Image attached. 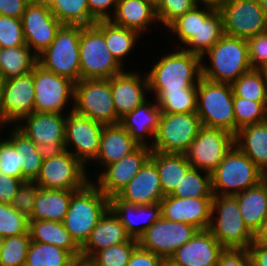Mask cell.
Masks as SVG:
<instances>
[{
  "label": "cell",
  "instance_id": "1",
  "mask_svg": "<svg viewBox=\"0 0 267 266\" xmlns=\"http://www.w3.org/2000/svg\"><path fill=\"white\" fill-rule=\"evenodd\" d=\"M164 53L146 72L149 92H182L197 87L202 77L201 57L180 48Z\"/></svg>",
  "mask_w": 267,
  "mask_h": 266
},
{
  "label": "cell",
  "instance_id": "2",
  "mask_svg": "<svg viewBox=\"0 0 267 266\" xmlns=\"http://www.w3.org/2000/svg\"><path fill=\"white\" fill-rule=\"evenodd\" d=\"M206 60L209 61L208 64ZM251 69L249 46L247 39L244 38L224 34L201 57V75L213 82L232 84Z\"/></svg>",
  "mask_w": 267,
  "mask_h": 266
},
{
  "label": "cell",
  "instance_id": "3",
  "mask_svg": "<svg viewBox=\"0 0 267 266\" xmlns=\"http://www.w3.org/2000/svg\"><path fill=\"white\" fill-rule=\"evenodd\" d=\"M108 209L109 198L92 181H89L82 189L72 194L62 223L81 247Z\"/></svg>",
  "mask_w": 267,
  "mask_h": 266
},
{
  "label": "cell",
  "instance_id": "4",
  "mask_svg": "<svg viewBox=\"0 0 267 266\" xmlns=\"http://www.w3.org/2000/svg\"><path fill=\"white\" fill-rule=\"evenodd\" d=\"M208 230L224 248L248 249L253 242L254 233L243 221L232 195H213Z\"/></svg>",
  "mask_w": 267,
  "mask_h": 266
},
{
  "label": "cell",
  "instance_id": "5",
  "mask_svg": "<svg viewBox=\"0 0 267 266\" xmlns=\"http://www.w3.org/2000/svg\"><path fill=\"white\" fill-rule=\"evenodd\" d=\"M231 84L209 81L203 77L197 84L196 113L204 127L219 128L236 134Z\"/></svg>",
  "mask_w": 267,
  "mask_h": 266
},
{
  "label": "cell",
  "instance_id": "6",
  "mask_svg": "<svg viewBox=\"0 0 267 266\" xmlns=\"http://www.w3.org/2000/svg\"><path fill=\"white\" fill-rule=\"evenodd\" d=\"M213 195H235L261 182L263 173L235 144L210 173Z\"/></svg>",
  "mask_w": 267,
  "mask_h": 266
},
{
  "label": "cell",
  "instance_id": "7",
  "mask_svg": "<svg viewBox=\"0 0 267 266\" xmlns=\"http://www.w3.org/2000/svg\"><path fill=\"white\" fill-rule=\"evenodd\" d=\"M80 25H62L52 43L37 56V63L56 75L77 83L81 80Z\"/></svg>",
  "mask_w": 267,
  "mask_h": 266
},
{
  "label": "cell",
  "instance_id": "8",
  "mask_svg": "<svg viewBox=\"0 0 267 266\" xmlns=\"http://www.w3.org/2000/svg\"><path fill=\"white\" fill-rule=\"evenodd\" d=\"M81 79H110L124 71L110 53L104 35L94 26H81L79 39Z\"/></svg>",
  "mask_w": 267,
  "mask_h": 266
},
{
  "label": "cell",
  "instance_id": "9",
  "mask_svg": "<svg viewBox=\"0 0 267 266\" xmlns=\"http://www.w3.org/2000/svg\"><path fill=\"white\" fill-rule=\"evenodd\" d=\"M87 168L69 151L46 153L36 182L42 189L80 190L91 176Z\"/></svg>",
  "mask_w": 267,
  "mask_h": 266
},
{
  "label": "cell",
  "instance_id": "10",
  "mask_svg": "<svg viewBox=\"0 0 267 266\" xmlns=\"http://www.w3.org/2000/svg\"><path fill=\"white\" fill-rule=\"evenodd\" d=\"M73 110L102 125L118 124L110 79H81L74 85Z\"/></svg>",
  "mask_w": 267,
  "mask_h": 266
},
{
  "label": "cell",
  "instance_id": "11",
  "mask_svg": "<svg viewBox=\"0 0 267 266\" xmlns=\"http://www.w3.org/2000/svg\"><path fill=\"white\" fill-rule=\"evenodd\" d=\"M201 127L202 124L196 112H161L151 150L163 153L186 154Z\"/></svg>",
  "mask_w": 267,
  "mask_h": 266
},
{
  "label": "cell",
  "instance_id": "12",
  "mask_svg": "<svg viewBox=\"0 0 267 266\" xmlns=\"http://www.w3.org/2000/svg\"><path fill=\"white\" fill-rule=\"evenodd\" d=\"M33 80L34 112L67 114L73 110V81L44 69L38 63L33 68Z\"/></svg>",
  "mask_w": 267,
  "mask_h": 266
},
{
  "label": "cell",
  "instance_id": "13",
  "mask_svg": "<svg viewBox=\"0 0 267 266\" xmlns=\"http://www.w3.org/2000/svg\"><path fill=\"white\" fill-rule=\"evenodd\" d=\"M103 127L104 125L87 116L80 115L74 110L67 113L65 150L71 152L87 170L92 166L91 163L99 153Z\"/></svg>",
  "mask_w": 267,
  "mask_h": 266
},
{
  "label": "cell",
  "instance_id": "14",
  "mask_svg": "<svg viewBox=\"0 0 267 266\" xmlns=\"http://www.w3.org/2000/svg\"><path fill=\"white\" fill-rule=\"evenodd\" d=\"M67 114L32 112L14 125L45 153H60L65 149Z\"/></svg>",
  "mask_w": 267,
  "mask_h": 266
},
{
  "label": "cell",
  "instance_id": "15",
  "mask_svg": "<svg viewBox=\"0 0 267 266\" xmlns=\"http://www.w3.org/2000/svg\"><path fill=\"white\" fill-rule=\"evenodd\" d=\"M219 12L226 35L249 39L267 31V20L259 1L225 0Z\"/></svg>",
  "mask_w": 267,
  "mask_h": 266
},
{
  "label": "cell",
  "instance_id": "16",
  "mask_svg": "<svg viewBox=\"0 0 267 266\" xmlns=\"http://www.w3.org/2000/svg\"><path fill=\"white\" fill-rule=\"evenodd\" d=\"M234 145V135L219 128L202 126L186 156L192 167L212 173Z\"/></svg>",
  "mask_w": 267,
  "mask_h": 266
},
{
  "label": "cell",
  "instance_id": "17",
  "mask_svg": "<svg viewBox=\"0 0 267 266\" xmlns=\"http://www.w3.org/2000/svg\"><path fill=\"white\" fill-rule=\"evenodd\" d=\"M198 231L199 229L193 225L173 222L161 217L138 239V245L163 260H168L178 248L192 239Z\"/></svg>",
  "mask_w": 267,
  "mask_h": 266
},
{
  "label": "cell",
  "instance_id": "18",
  "mask_svg": "<svg viewBox=\"0 0 267 266\" xmlns=\"http://www.w3.org/2000/svg\"><path fill=\"white\" fill-rule=\"evenodd\" d=\"M33 70L2 83L0 127L14 126L34 112Z\"/></svg>",
  "mask_w": 267,
  "mask_h": 266
},
{
  "label": "cell",
  "instance_id": "19",
  "mask_svg": "<svg viewBox=\"0 0 267 266\" xmlns=\"http://www.w3.org/2000/svg\"><path fill=\"white\" fill-rule=\"evenodd\" d=\"M151 148L139 146L120 161L107 165L91 181L108 197L116 196L150 158Z\"/></svg>",
  "mask_w": 267,
  "mask_h": 266
},
{
  "label": "cell",
  "instance_id": "20",
  "mask_svg": "<svg viewBox=\"0 0 267 266\" xmlns=\"http://www.w3.org/2000/svg\"><path fill=\"white\" fill-rule=\"evenodd\" d=\"M22 28L26 45L38 56L55 39L62 24L50 8L30 2L22 17Z\"/></svg>",
  "mask_w": 267,
  "mask_h": 266
},
{
  "label": "cell",
  "instance_id": "21",
  "mask_svg": "<svg viewBox=\"0 0 267 266\" xmlns=\"http://www.w3.org/2000/svg\"><path fill=\"white\" fill-rule=\"evenodd\" d=\"M142 72L125 69L110 78L112 97L119 120L148 99V77L146 72Z\"/></svg>",
  "mask_w": 267,
  "mask_h": 266
},
{
  "label": "cell",
  "instance_id": "22",
  "mask_svg": "<svg viewBox=\"0 0 267 266\" xmlns=\"http://www.w3.org/2000/svg\"><path fill=\"white\" fill-rule=\"evenodd\" d=\"M212 198H181L171 195L161 201V214L166 220L193 225L207 230L211 222Z\"/></svg>",
  "mask_w": 267,
  "mask_h": 266
},
{
  "label": "cell",
  "instance_id": "23",
  "mask_svg": "<svg viewBox=\"0 0 267 266\" xmlns=\"http://www.w3.org/2000/svg\"><path fill=\"white\" fill-rule=\"evenodd\" d=\"M223 250L224 247L208 229L199 230L168 260L176 266H217L220 253Z\"/></svg>",
  "mask_w": 267,
  "mask_h": 266
},
{
  "label": "cell",
  "instance_id": "24",
  "mask_svg": "<svg viewBox=\"0 0 267 266\" xmlns=\"http://www.w3.org/2000/svg\"><path fill=\"white\" fill-rule=\"evenodd\" d=\"M116 196L120 200L136 205H152L160 202L165 196L156 164L149 158Z\"/></svg>",
  "mask_w": 267,
  "mask_h": 266
},
{
  "label": "cell",
  "instance_id": "25",
  "mask_svg": "<svg viewBox=\"0 0 267 266\" xmlns=\"http://www.w3.org/2000/svg\"><path fill=\"white\" fill-rule=\"evenodd\" d=\"M109 208L118 217L127 234L138 240L144 232L162 217L160 202L152 205H136L120 200L117 196L109 198Z\"/></svg>",
  "mask_w": 267,
  "mask_h": 266
},
{
  "label": "cell",
  "instance_id": "26",
  "mask_svg": "<svg viewBox=\"0 0 267 266\" xmlns=\"http://www.w3.org/2000/svg\"><path fill=\"white\" fill-rule=\"evenodd\" d=\"M151 100L148 98L130 113L122 117L119 122L139 146L150 148H152L161 115V110L156 103V99L154 98L152 102Z\"/></svg>",
  "mask_w": 267,
  "mask_h": 266
},
{
  "label": "cell",
  "instance_id": "27",
  "mask_svg": "<svg viewBox=\"0 0 267 266\" xmlns=\"http://www.w3.org/2000/svg\"><path fill=\"white\" fill-rule=\"evenodd\" d=\"M139 145L133 140L130 133L119 123L104 125L101 138L100 150L96 159L91 163L98 165L101 170L95 171L93 179L107 166L120 161L124 156L136 150Z\"/></svg>",
  "mask_w": 267,
  "mask_h": 266
},
{
  "label": "cell",
  "instance_id": "28",
  "mask_svg": "<svg viewBox=\"0 0 267 266\" xmlns=\"http://www.w3.org/2000/svg\"><path fill=\"white\" fill-rule=\"evenodd\" d=\"M131 239L118 217L109 208L81 246V259L88 261L95 253Z\"/></svg>",
  "mask_w": 267,
  "mask_h": 266
},
{
  "label": "cell",
  "instance_id": "29",
  "mask_svg": "<svg viewBox=\"0 0 267 266\" xmlns=\"http://www.w3.org/2000/svg\"><path fill=\"white\" fill-rule=\"evenodd\" d=\"M110 21L118 26L139 32L142 36L158 20L155 6L147 0H120ZM151 25V26H150Z\"/></svg>",
  "mask_w": 267,
  "mask_h": 266
},
{
  "label": "cell",
  "instance_id": "30",
  "mask_svg": "<svg viewBox=\"0 0 267 266\" xmlns=\"http://www.w3.org/2000/svg\"><path fill=\"white\" fill-rule=\"evenodd\" d=\"M234 144L263 174L267 173V120L239 129Z\"/></svg>",
  "mask_w": 267,
  "mask_h": 266
},
{
  "label": "cell",
  "instance_id": "31",
  "mask_svg": "<svg viewBox=\"0 0 267 266\" xmlns=\"http://www.w3.org/2000/svg\"><path fill=\"white\" fill-rule=\"evenodd\" d=\"M10 128L12 129L10 130ZM10 128L8 126L0 127V133L15 147V150H19L23 180H36L46 153L15 126H10ZM7 129L9 132L5 136L3 132L6 131L5 133H7Z\"/></svg>",
  "mask_w": 267,
  "mask_h": 266
},
{
  "label": "cell",
  "instance_id": "32",
  "mask_svg": "<svg viewBox=\"0 0 267 266\" xmlns=\"http://www.w3.org/2000/svg\"><path fill=\"white\" fill-rule=\"evenodd\" d=\"M94 26L104 35L110 53L124 67V62L128 59L126 57L138 48L136 45L140 42V38H144L139 32L118 26L110 20L97 21Z\"/></svg>",
  "mask_w": 267,
  "mask_h": 266
},
{
  "label": "cell",
  "instance_id": "33",
  "mask_svg": "<svg viewBox=\"0 0 267 266\" xmlns=\"http://www.w3.org/2000/svg\"><path fill=\"white\" fill-rule=\"evenodd\" d=\"M31 241L55 245L81 259V247L71 237L62 222L29 220Z\"/></svg>",
  "mask_w": 267,
  "mask_h": 266
},
{
  "label": "cell",
  "instance_id": "34",
  "mask_svg": "<svg viewBox=\"0 0 267 266\" xmlns=\"http://www.w3.org/2000/svg\"><path fill=\"white\" fill-rule=\"evenodd\" d=\"M150 159L156 164L164 196L171 195L192 167L186 154L152 151Z\"/></svg>",
  "mask_w": 267,
  "mask_h": 266
},
{
  "label": "cell",
  "instance_id": "35",
  "mask_svg": "<svg viewBox=\"0 0 267 266\" xmlns=\"http://www.w3.org/2000/svg\"><path fill=\"white\" fill-rule=\"evenodd\" d=\"M77 190L40 188L36 194L32 217L29 220L63 222L72 194Z\"/></svg>",
  "mask_w": 267,
  "mask_h": 266
},
{
  "label": "cell",
  "instance_id": "36",
  "mask_svg": "<svg viewBox=\"0 0 267 266\" xmlns=\"http://www.w3.org/2000/svg\"><path fill=\"white\" fill-rule=\"evenodd\" d=\"M247 227L254 233L267 216V195L262 182L233 195Z\"/></svg>",
  "mask_w": 267,
  "mask_h": 266
},
{
  "label": "cell",
  "instance_id": "37",
  "mask_svg": "<svg viewBox=\"0 0 267 266\" xmlns=\"http://www.w3.org/2000/svg\"><path fill=\"white\" fill-rule=\"evenodd\" d=\"M215 10L204 6H194L184 15L177 17L166 28L169 37L176 40L175 48L182 49L190 40H199L200 20H206ZM177 41H179L177 43Z\"/></svg>",
  "mask_w": 267,
  "mask_h": 266
},
{
  "label": "cell",
  "instance_id": "38",
  "mask_svg": "<svg viewBox=\"0 0 267 266\" xmlns=\"http://www.w3.org/2000/svg\"><path fill=\"white\" fill-rule=\"evenodd\" d=\"M37 55L27 45L0 48V78L2 81L17 78L32 71Z\"/></svg>",
  "mask_w": 267,
  "mask_h": 266
},
{
  "label": "cell",
  "instance_id": "39",
  "mask_svg": "<svg viewBox=\"0 0 267 266\" xmlns=\"http://www.w3.org/2000/svg\"><path fill=\"white\" fill-rule=\"evenodd\" d=\"M77 259L52 244L30 242L24 266H72Z\"/></svg>",
  "mask_w": 267,
  "mask_h": 266
},
{
  "label": "cell",
  "instance_id": "40",
  "mask_svg": "<svg viewBox=\"0 0 267 266\" xmlns=\"http://www.w3.org/2000/svg\"><path fill=\"white\" fill-rule=\"evenodd\" d=\"M223 35L222 16L215 10L206 20H200L199 40H190L182 49L202 57Z\"/></svg>",
  "mask_w": 267,
  "mask_h": 266
},
{
  "label": "cell",
  "instance_id": "41",
  "mask_svg": "<svg viewBox=\"0 0 267 266\" xmlns=\"http://www.w3.org/2000/svg\"><path fill=\"white\" fill-rule=\"evenodd\" d=\"M50 11L62 25L84 27L96 23L90 15L88 0H56Z\"/></svg>",
  "mask_w": 267,
  "mask_h": 266
},
{
  "label": "cell",
  "instance_id": "42",
  "mask_svg": "<svg viewBox=\"0 0 267 266\" xmlns=\"http://www.w3.org/2000/svg\"><path fill=\"white\" fill-rule=\"evenodd\" d=\"M156 99L161 112L192 113L197 109V87L182 92H149ZM153 93V94H152Z\"/></svg>",
  "mask_w": 267,
  "mask_h": 266
},
{
  "label": "cell",
  "instance_id": "43",
  "mask_svg": "<svg viewBox=\"0 0 267 266\" xmlns=\"http://www.w3.org/2000/svg\"><path fill=\"white\" fill-rule=\"evenodd\" d=\"M171 196L181 198H213L210 173L191 167Z\"/></svg>",
  "mask_w": 267,
  "mask_h": 266
},
{
  "label": "cell",
  "instance_id": "44",
  "mask_svg": "<svg viewBox=\"0 0 267 266\" xmlns=\"http://www.w3.org/2000/svg\"><path fill=\"white\" fill-rule=\"evenodd\" d=\"M233 95L256 102H267V90L262 74L251 69L239 76L232 84Z\"/></svg>",
  "mask_w": 267,
  "mask_h": 266
},
{
  "label": "cell",
  "instance_id": "45",
  "mask_svg": "<svg viewBox=\"0 0 267 266\" xmlns=\"http://www.w3.org/2000/svg\"><path fill=\"white\" fill-rule=\"evenodd\" d=\"M236 122V133L242 127L267 120V102H256L249 99L233 97Z\"/></svg>",
  "mask_w": 267,
  "mask_h": 266
},
{
  "label": "cell",
  "instance_id": "46",
  "mask_svg": "<svg viewBox=\"0 0 267 266\" xmlns=\"http://www.w3.org/2000/svg\"><path fill=\"white\" fill-rule=\"evenodd\" d=\"M30 242V233L4 238L0 266H24Z\"/></svg>",
  "mask_w": 267,
  "mask_h": 266
},
{
  "label": "cell",
  "instance_id": "47",
  "mask_svg": "<svg viewBox=\"0 0 267 266\" xmlns=\"http://www.w3.org/2000/svg\"><path fill=\"white\" fill-rule=\"evenodd\" d=\"M137 246L138 240L131 238L126 243L98 251L88 261L93 266H127L130 256Z\"/></svg>",
  "mask_w": 267,
  "mask_h": 266
},
{
  "label": "cell",
  "instance_id": "48",
  "mask_svg": "<svg viewBox=\"0 0 267 266\" xmlns=\"http://www.w3.org/2000/svg\"><path fill=\"white\" fill-rule=\"evenodd\" d=\"M29 233V219L10 204L0 203V235L3 238Z\"/></svg>",
  "mask_w": 267,
  "mask_h": 266
},
{
  "label": "cell",
  "instance_id": "49",
  "mask_svg": "<svg viewBox=\"0 0 267 266\" xmlns=\"http://www.w3.org/2000/svg\"><path fill=\"white\" fill-rule=\"evenodd\" d=\"M26 45L21 19L0 15V48Z\"/></svg>",
  "mask_w": 267,
  "mask_h": 266
},
{
  "label": "cell",
  "instance_id": "50",
  "mask_svg": "<svg viewBox=\"0 0 267 266\" xmlns=\"http://www.w3.org/2000/svg\"><path fill=\"white\" fill-rule=\"evenodd\" d=\"M194 6L196 5L193 0H159L155 6L159 25L166 28L177 17L184 15Z\"/></svg>",
  "mask_w": 267,
  "mask_h": 266
},
{
  "label": "cell",
  "instance_id": "51",
  "mask_svg": "<svg viewBox=\"0 0 267 266\" xmlns=\"http://www.w3.org/2000/svg\"><path fill=\"white\" fill-rule=\"evenodd\" d=\"M39 189L40 186L35 180L22 181L10 205L27 219H30Z\"/></svg>",
  "mask_w": 267,
  "mask_h": 266
},
{
  "label": "cell",
  "instance_id": "52",
  "mask_svg": "<svg viewBox=\"0 0 267 266\" xmlns=\"http://www.w3.org/2000/svg\"><path fill=\"white\" fill-rule=\"evenodd\" d=\"M0 173L23 180L19 150L0 133Z\"/></svg>",
  "mask_w": 267,
  "mask_h": 266
},
{
  "label": "cell",
  "instance_id": "53",
  "mask_svg": "<svg viewBox=\"0 0 267 266\" xmlns=\"http://www.w3.org/2000/svg\"><path fill=\"white\" fill-rule=\"evenodd\" d=\"M249 63L252 69H260L267 64V31L247 39Z\"/></svg>",
  "mask_w": 267,
  "mask_h": 266
},
{
  "label": "cell",
  "instance_id": "54",
  "mask_svg": "<svg viewBox=\"0 0 267 266\" xmlns=\"http://www.w3.org/2000/svg\"><path fill=\"white\" fill-rule=\"evenodd\" d=\"M217 266H252L249 250L224 248L220 253Z\"/></svg>",
  "mask_w": 267,
  "mask_h": 266
},
{
  "label": "cell",
  "instance_id": "55",
  "mask_svg": "<svg viewBox=\"0 0 267 266\" xmlns=\"http://www.w3.org/2000/svg\"><path fill=\"white\" fill-rule=\"evenodd\" d=\"M116 0H88L91 17L97 22L110 20L115 12Z\"/></svg>",
  "mask_w": 267,
  "mask_h": 266
},
{
  "label": "cell",
  "instance_id": "56",
  "mask_svg": "<svg viewBox=\"0 0 267 266\" xmlns=\"http://www.w3.org/2000/svg\"><path fill=\"white\" fill-rule=\"evenodd\" d=\"M22 179L0 173V203L11 204Z\"/></svg>",
  "mask_w": 267,
  "mask_h": 266
},
{
  "label": "cell",
  "instance_id": "57",
  "mask_svg": "<svg viewBox=\"0 0 267 266\" xmlns=\"http://www.w3.org/2000/svg\"><path fill=\"white\" fill-rule=\"evenodd\" d=\"M162 261L161 257L138 245L132 252L127 266H160Z\"/></svg>",
  "mask_w": 267,
  "mask_h": 266
},
{
  "label": "cell",
  "instance_id": "58",
  "mask_svg": "<svg viewBox=\"0 0 267 266\" xmlns=\"http://www.w3.org/2000/svg\"><path fill=\"white\" fill-rule=\"evenodd\" d=\"M31 0H0V15L21 19Z\"/></svg>",
  "mask_w": 267,
  "mask_h": 266
},
{
  "label": "cell",
  "instance_id": "59",
  "mask_svg": "<svg viewBox=\"0 0 267 266\" xmlns=\"http://www.w3.org/2000/svg\"><path fill=\"white\" fill-rule=\"evenodd\" d=\"M252 266H267V244L252 243L248 248Z\"/></svg>",
  "mask_w": 267,
  "mask_h": 266
},
{
  "label": "cell",
  "instance_id": "60",
  "mask_svg": "<svg viewBox=\"0 0 267 266\" xmlns=\"http://www.w3.org/2000/svg\"><path fill=\"white\" fill-rule=\"evenodd\" d=\"M252 243L267 244V216L261 222L260 227L254 232Z\"/></svg>",
  "mask_w": 267,
  "mask_h": 266
},
{
  "label": "cell",
  "instance_id": "61",
  "mask_svg": "<svg viewBox=\"0 0 267 266\" xmlns=\"http://www.w3.org/2000/svg\"><path fill=\"white\" fill-rule=\"evenodd\" d=\"M225 0H193L195 5L209 7L214 10H219Z\"/></svg>",
  "mask_w": 267,
  "mask_h": 266
},
{
  "label": "cell",
  "instance_id": "62",
  "mask_svg": "<svg viewBox=\"0 0 267 266\" xmlns=\"http://www.w3.org/2000/svg\"><path fill=\"white\" fill-rule=\"evenodd\" d=\"M31 2L47 8H51L55 4L56 0H31Z\"/></svg>",
  "mask_w": 267,
  "mask_h": 266
},
{
  "label": "cell",
  "instance_id": "63",
  "mask_svg": "<svg viewBox=\"0 0 267 266\" xmlns=\"http://www.w3.org/2000/svg\"><path fill=\"white\" fill-rule=\"evenodd\" d=\"M261 74H262V77H263V80H264V83H265V86H266V90H267V64L262 66L260 69H258Z\"/></svg>",
  "mask_w": 267,
  "mask_h": 266
},
{
  "label": "cell",
  "instance_id": "64",
  "mask_svg": "<svg viewBox=\"0 0 267 266\" xmlns=\"http://www.w3.org/2000/svg\"><path fill=\"white\" fill-rule=\"evenodd\" d=\"M72 266H93L89 261L79 259Z\"/></svg>",
  "mask_w": 267,
  "mask_h": 266
},
{
  "label": "cell",
  "instance_id": "65",
  "mask_svg": "<svg viewBox=\"0 0 267 266\" xmlns=\"http://www.w3.org/2000/svg\"><path fill=\"white\" fill-rule=\"evenodd\" d=\"M260 6L262 8V11L266 17V20H267V0H261L260 1Z\"/></svg>",
  "mask_w": 267,
  "mask_h": 266
},
{
  "label": "cell",
  "instance_id": "66",
  "mask_svg": "<svg viewBox=\"0 0 267 266\" xmlns=\"http://www.w3.org/2000/svg\"><path fill=\"white\" fill-rule=\"evenodd\" d=\"M261 182L265 186L266 195H267V173L266 174H263L262 179H261Z\"/></svg>",
  "mask_w": 267,
  "mask_h": 266
},
{
  "label": "cell",
  "instance_id": "67",
  "mask_svg": "<svg viewBox=\"0 0 267 266\" xmlns=\"http://www.w3.org/2000/svg\"><path fill=\"white\" fill-rule=\"evenodd\" d=\"M160 266H176L170 260H163Z\"/></svg>",
  "mask_w": 267,
  "mask_h": 266
},
{
  "label": "cell",
  "instance_id": "68",
  "mask_svg": "<svg viewBox=\"0 0 267 266\" xmlns=\"http://www.w3.org/2000/svg\"><path fill=\"white\" fill-rule=\"evenodd\" d=\"M2 79L0 78V106H1V92H2Z\"/></svg>",
  "mask_w": 267,
  "mask_h": 266
},
{
  "label": "cell",
  "instance_id": "69",
  "mask_svg": "<svg viewBox=\"0 0 267 266\" xmlns=\"http://www.w3.org/2000/svg\"><path fill=\"white\" fill-rule=\"evenodd\" d=\"M3 241H4V238L0 235V252L2 249Z\"/></svg>",
  "mask_w": 267,
  "mask_h": 266
},
{
  "label": "cell",
  "instance_id": "70",
  "mask_svg": "<svg viewBox=\"0 0 267 266\" xmlns=\"http://www.w3.org/2000/svg\"><path fill=\"white\" fill-rule=\"evenodd\" d=\"M149 2H151L154 6L157 5V3L159 2V0H147Z\"/></svg>",
  "mask_w": 267,
  "mask_h": 266
}]
</instances>
